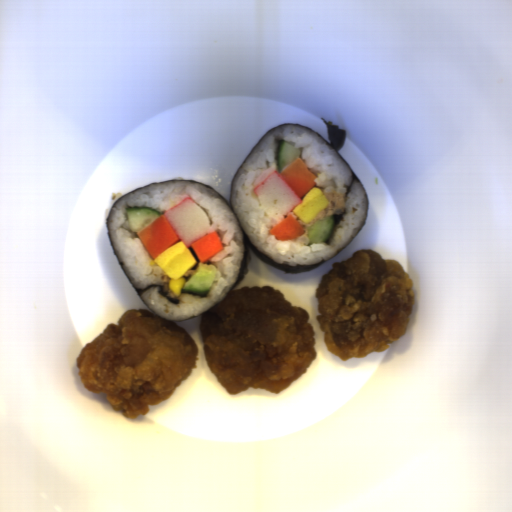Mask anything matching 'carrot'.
<instances>
[{
	"instance_id": "07d2c1c8",
	"label": "carrot",
	"mask_w": 512,
	"mask_h": 512,
	"mask_svg": "<svg viewBox=\"0 0 512 512\" xmlns=\"http://www.w3.org/2000/svg\"><path fill=\"white\" fill-rule=\"evenodd\" d=\"M305 231L296 218L288 213L282 219H279L276 225L269 230L277 241H290L304 235Z\"/></svg>"
},
{
	"instance_id": "b8716197",
	"label": "carrot",
	"mask_w": 512,
	"mask_h": 512,
	"mask_svg": "<svg viewBox=\"0 0 512 512\" xmlns=\"http://www.w3.org/2000/svg\"><path fill=\"white\" fill-rule=\"evenodd\" d=\"M137 235L153 260L182 241L165 214L160 215Z\"/></svg>"
},
{
	"instance_id": "cead05ca",
	"label": "carrot",
	"mask_w": 512,
	"mask_h": 512,
	"mask_svg": "<svg viewBox=\"0 0 512 512\" xmlns=\"http://www.w3.org/2000/svg\"><path fill=\"white\" fill-rule=\"evenodd\" d=\"M277 174L284 179L301 199L306 196L316 184L315 180L317 177L300 158Z\"/></svg>"
},
{
	"instance_id": "1c9b5961",
	"label": "carrot",
	"mask_w": 512,
	"mask_h": 512,
	"mask_svg": "<svg viewBox=\"0 0 512 512\" xmlns=\"http://www.w3.org/2000/svg\"><path fill=\"white\" fill-rule=\"evenodd\" d=\"M191 247L202 263H206L214 258L224 248L216 232L205 233L202 238L191 244Z\"/></svg>"
}]
</instances>
